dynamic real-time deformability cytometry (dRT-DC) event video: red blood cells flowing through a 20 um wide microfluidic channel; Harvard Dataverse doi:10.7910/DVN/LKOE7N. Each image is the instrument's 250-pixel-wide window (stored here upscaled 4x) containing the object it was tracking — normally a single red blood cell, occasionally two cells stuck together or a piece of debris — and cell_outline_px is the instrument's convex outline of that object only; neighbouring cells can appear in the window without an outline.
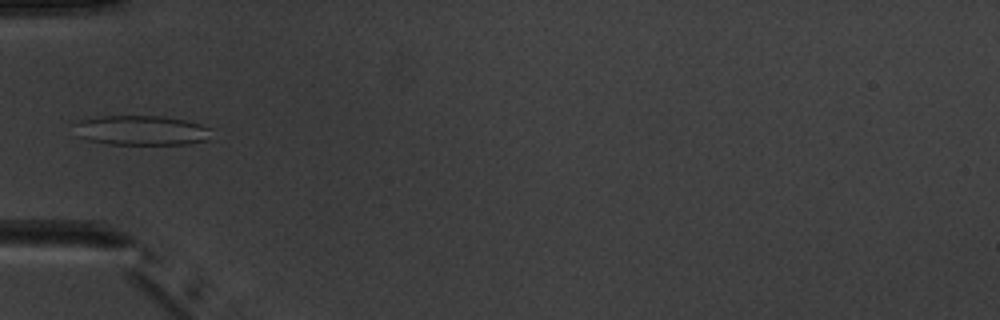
{"species": "common noctule bat (a hibernating species)", "species_latin": "Nyctalus noctula", "temperature_condition": "warm", "stored_images_in_passage": 3, "camera_frame_rate_fps": 3000, "um_per_image_px": 0.085, "animal": {"sex": "male", "body_mass_g": 20.1, "forearm_length_mm": 53.5}, "frame": {"image": 1, "passage_image": 3, "time_ms": 3.0, "image_size_px": [1000, 320], "cell_outline_px": [[212, 128], [208, 140], [188, 144], [108, 144], [88, 140], [76, 136], [68, 124], [80, 120], [100, 116], [164, 116], [184, 120], [200, 124]], "centroid_in_image_um": [11.92, 11.08], "position_along_channel_um": 73.1, "area_um2": 24.28}}